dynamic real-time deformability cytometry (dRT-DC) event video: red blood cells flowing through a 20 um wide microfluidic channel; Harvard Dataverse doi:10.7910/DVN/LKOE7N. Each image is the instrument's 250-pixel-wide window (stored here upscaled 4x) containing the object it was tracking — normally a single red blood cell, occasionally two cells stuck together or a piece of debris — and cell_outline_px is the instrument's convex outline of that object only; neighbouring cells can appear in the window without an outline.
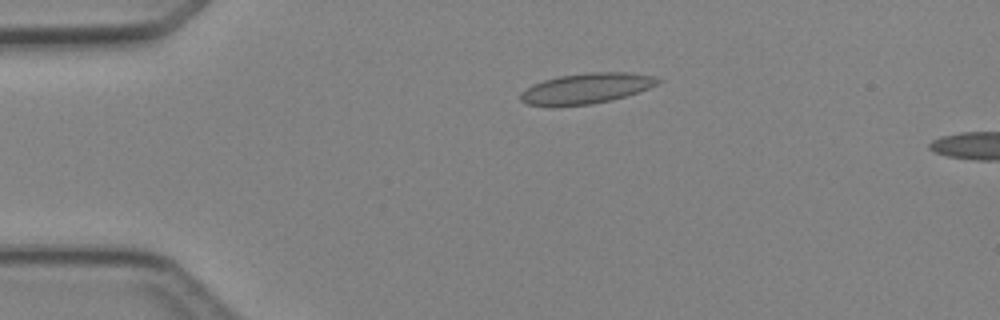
{"species": "Egyptian fruit bat (a non-hibernating species)", "species_latin": "Rousettus aegyptiacus", "temperature_condition": "cold", "stored_images_in_passage": 2, "camera_frame_rate_fps": 3000, "um_per_image_px": 0.085, "animal": {"sex": "female"}, "frame": {"image": 1, "passage_image": 1, "time_ms": 0.0, "image_size_px": [1000, 320], "cell_outline_px": [[664, 80], [648, 88], [612, 100], [592, 104], [556, 108], [528, 104], [520, 100], [520, 92], [532, 84], [544, 80], [560, 76], [588, 72], [628, 72], [656, 76]], "centroid_in_image_um": [49.8, 7.53], "position_along_channel_um": 35.2, "area_um2": 24.8}}